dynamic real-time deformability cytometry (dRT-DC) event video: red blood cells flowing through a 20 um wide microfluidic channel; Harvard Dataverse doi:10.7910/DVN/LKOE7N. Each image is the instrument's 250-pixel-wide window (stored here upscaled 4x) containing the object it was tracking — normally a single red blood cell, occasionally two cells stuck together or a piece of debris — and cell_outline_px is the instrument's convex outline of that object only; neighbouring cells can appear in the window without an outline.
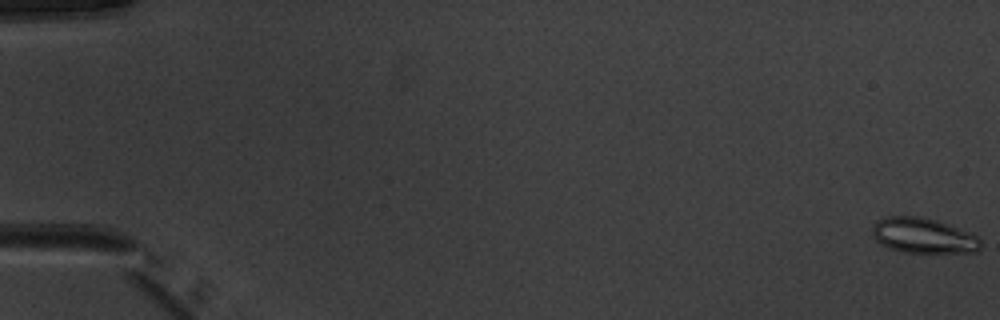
{"species": "common noctule bat (a hibernating species)", "species_latin": "Nyctalus noctula", "temperature_condition": "warm", "stored_images_in_passage": 53, "camera_frame_rate_fps": 3000, "um_per_image_px": 0.085, "animal": {"sex": "male", "body_mass_g": 20.1, "forearm_length_mm": 53.5}, "frame": {"image": 1, "passage_image": 1, "time_ms": 0.0, "image_size_px": [1000, 320], "cell_outline_px": [[980, 248], [976, 252], [904, 252], [888, 248], [880, 244], [872, 236], [872, 228], [876, 220], [884, 216], [916, 216], [936, 220], [948, 224], [980, 236]], "centroid_in_image_um": [78.45, 20.02], "position_along_channel_um": 6.5, "area_um2": 22.37}}
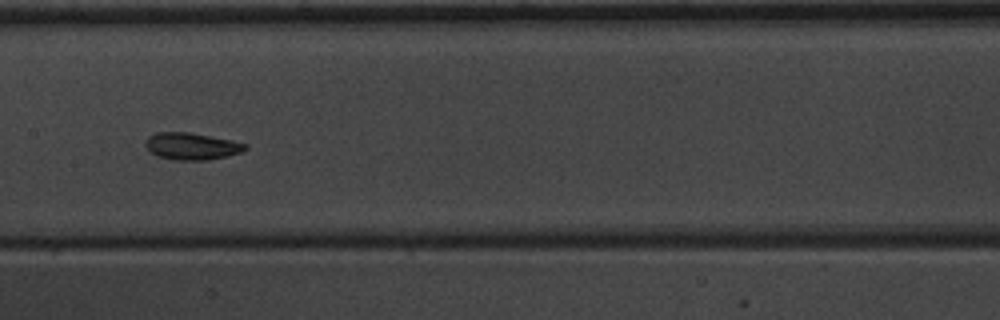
{"frame": {"image": 2, "passage_image": 28, "time_ms": 9.0, "image_size_px": [1000, 320], "cell_outline_px": [[248, 148], [240, 152], [224, 156], [204, 160], [172, 160], [156, 156], [144, 144], [148, 136], [156, 132], [188, 132], [232, 140], [248, 144]], "centroid_in_image_um": [16.27, 12.42], "position_along_channel_um": 191.1, "area_um2": 15.61}}
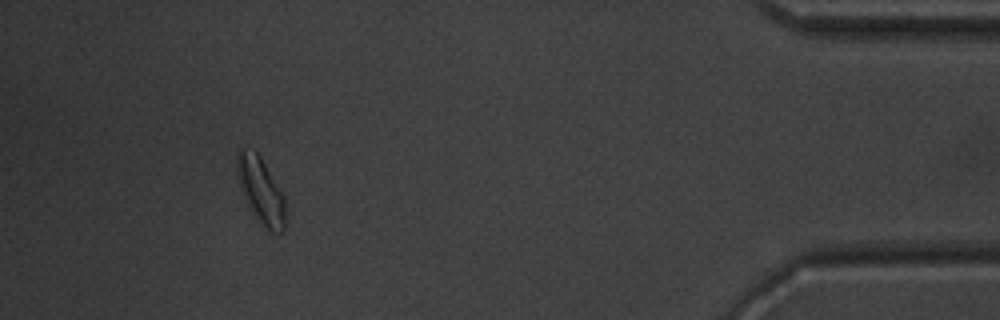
{"frame": {"image": 3, "passage_image": 49, "time_ms": 16.0, "image_size_px": [1000, 320], "cell_outline_px": [[284, 232], [268, 232], [260, 224], [248, 204], [236, 176], [236, 156], [240, 148], [244, 148], [256, 152], [260, 156], [284, 196]], "centroid_in_image_um": [22.15, 16.2], "position_along_channel_um": 413.1, "area_um2": 18.38}, "authors_computed_cell_mechanics": {"area_um2": 16.4152, "velocity_mm_per_s": 3.9588, "shape_relaxation_time_tau1_ms": 3.3398, "shape_relaxation_time_tau2_ms": 2.5204, "deformation_change_tau1": 0.085, "deformation_change_tau2": 0.0796}}